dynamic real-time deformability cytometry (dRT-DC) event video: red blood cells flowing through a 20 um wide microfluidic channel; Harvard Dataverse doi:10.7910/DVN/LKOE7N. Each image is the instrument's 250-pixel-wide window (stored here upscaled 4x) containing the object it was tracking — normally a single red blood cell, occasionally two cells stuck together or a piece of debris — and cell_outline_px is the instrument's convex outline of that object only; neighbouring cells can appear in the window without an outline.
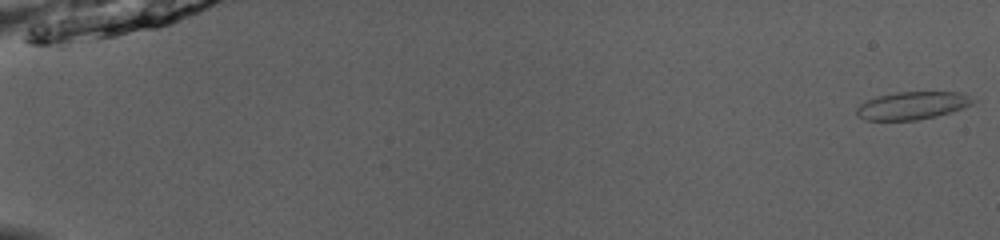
{"species": "common noctule bat (a hibernating species)", "species_latin": "Nyctalus noctula", "temperature_condition": "room temperature", "stored_images_in_passage": 51, "camera_frame_rate_fps": 3000, "um_per_image_px": 0.085, "animal": {"sex": "male", "body_mass_g": 13.0, "forearm_length_mm": 53.1}, "frame": {"image": 1, "passage_image": 1, "time_ms": 0.0, "image_size_px": [1000, 240], "cell_outline_px": [[976, 100], [972, 104], [964, 108], [936, 116], [916, 120], [864, 120], [856, 116], [856, 108], [860, 104], [876, 96], [896, 92], [960, 92]], "centroid_in_image_um": [77.52, 8.97], "position_along_channel_um": 7.5, "area_um2": 18.84}}
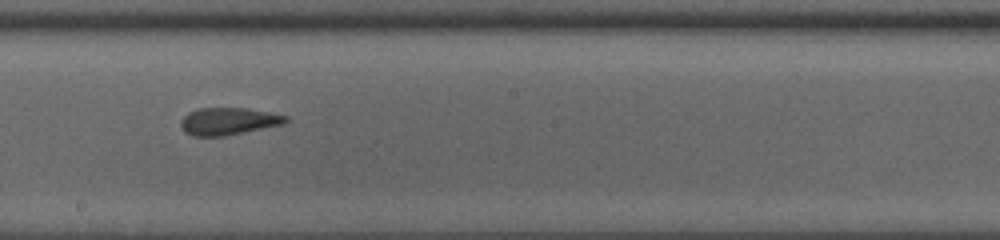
{"frame": {"image": 2, "passage_image": 31, "time_ms": 10.0, "image_size_px": [1000, 240], "cell_outline_px": [[288, 120], [284, 124], [224, 136], [192, 136], [184, 132], [180, 124], [180, 120], [188, 112], [200, 108], [244, 108], [268, 112], [288, 116]], "centroid_in_image_um": [19.38, 10.31], "position_along_channel_um": 228.8, "area_um2": 16.65}}
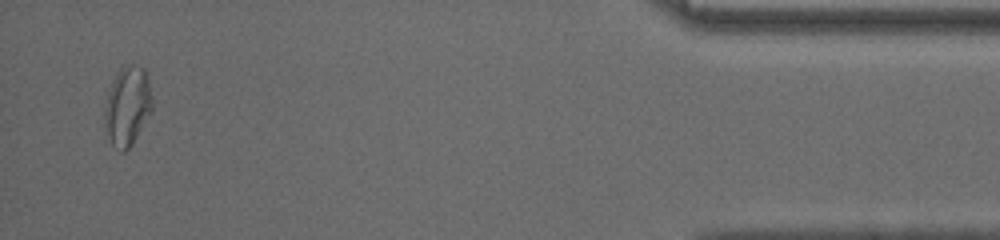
{"frame": {"image": 3, "passage_image": 50, "time_ms": 16.333, "image_size_px": [1000, 240], "cell_outline_px": [[152, 112], [132, 144], [124, 152], [120, 152], [112, 144], [108, 132], [104, 116], [104, 112], [108, 92], [112, 80], [116, 72], [120, 68], [132, 64], [144, 68], [148, 80], [152, 100]], "centroid_in_image_um": [10.85, 9.0], "position_along_channel_um": 424.4, "area_um2": 21.73}, "authors_computed_cell_mechanics": {"area_um2": 18.4382, "velocity_mm_per_s": 4.0765, "shape_relaxation_time_tau1_ms": 5.189, "shape_relaxation_time_tau2_ms": 1.2241, "deformation_change_tau1": 0.1227, "deformation_change_tau2": 0.0764}}